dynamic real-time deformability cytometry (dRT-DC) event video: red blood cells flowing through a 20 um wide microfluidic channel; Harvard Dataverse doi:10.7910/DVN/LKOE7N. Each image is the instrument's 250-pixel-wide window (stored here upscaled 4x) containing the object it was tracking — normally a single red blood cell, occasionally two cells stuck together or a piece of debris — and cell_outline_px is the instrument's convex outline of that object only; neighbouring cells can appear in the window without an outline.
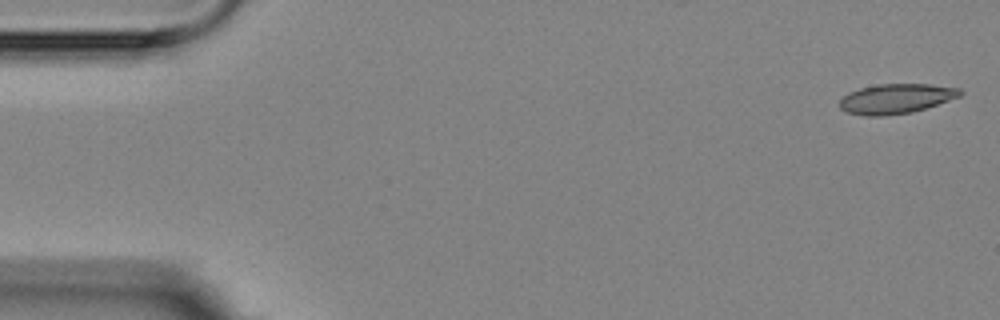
{"species": "Egyptian fruit bat (a non-hibernating species)", "species_latin": "Rousettus aegyptiacus", "temperature_condition": "room temperature", "stored_images_in_passage": 5, "camera_frame_rate_fps": 3000, "um_per_image_px": 0.085, "animal": {"sex": "female"}, "frame": {"image": 1, "passage_image": 1, "time_ms": 0.0, "image_size_px": [1000, 320], "cell_outline_px": [[964, 92], [960, 96], [912, 112], [884, 116], [864, 116], [844, 112], [840, 108], [840, 100], [848, 92], [860, 88], [880, 84], [928, 84], [960, 88]], "centroid_in_image_um": [76.13, 8.39], "position_along_channel_um": 8.9, "area_um2": 20.87}}